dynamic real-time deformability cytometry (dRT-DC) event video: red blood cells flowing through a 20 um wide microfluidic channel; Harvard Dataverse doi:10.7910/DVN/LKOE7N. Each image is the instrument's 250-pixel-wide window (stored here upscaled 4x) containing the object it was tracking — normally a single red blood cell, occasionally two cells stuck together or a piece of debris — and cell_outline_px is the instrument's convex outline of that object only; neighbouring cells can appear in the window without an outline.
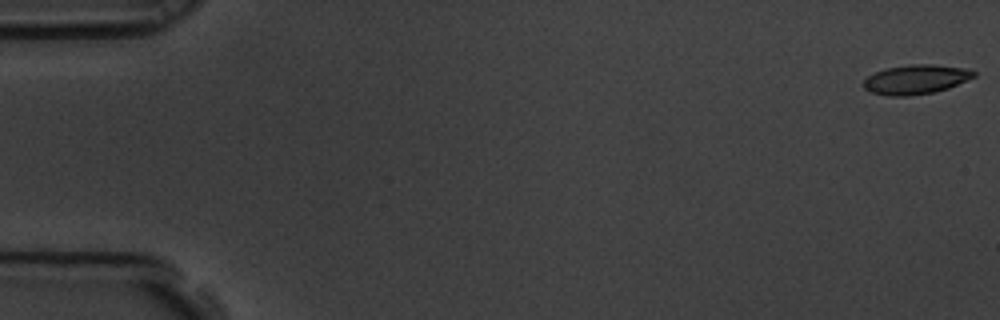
{"species": "common noctule bat (a hibernating species)", "species_latin": "Nyctalus noctula", "temperature_condition": "room temperature", "stored_images_in_passage": 59, "camera_frame_rate_fps": 3000, "um_per_image_px": 0.085, "animal": {"sex": "male", "body_mass_g": 19.5, "forearm_length_mm": 54.6}, "frame": {"image": 1, "passage_image": 1, "time_ms": 0.0, "image_size_px": [1000, 320], "cell_outline_px": [[976, 76], [948, 88], [932, 92], [908, 96], [888, 96], [868, 92], [864, 88], [864, 80], [868, 76], [884, 68], [908, 64], [932, 64], [964, 68], [976, 72]], "centroid_in_image_um": [77.81, 6.75], "position_along_channel_um": 7.2, "area_um2": 18.9}}
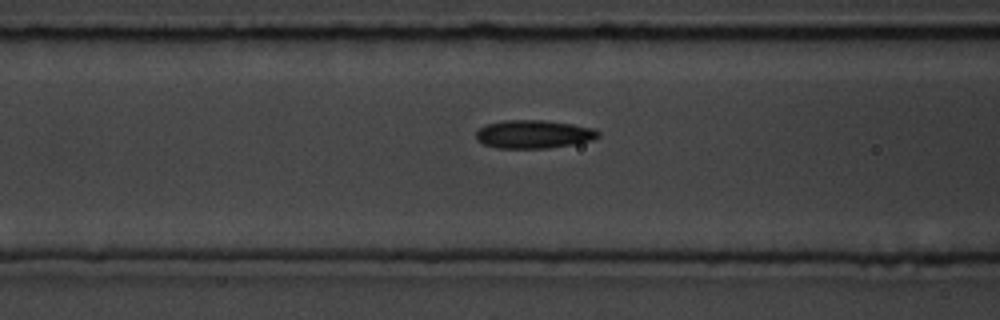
{"frame": {"image": 2, "passage_image": 24, "time_ms": 7.667, "image_size_px": [1000, 320], "cell_outline_px": [[600, 136], [592, 140], [572, 144], [548, 148], [496, 148], [484, 144], [476, 140], [476, 132], [484, 124], [504, 120], [544, 120], [572, 124], [592, 128], [600, 132]], "centroid_in_image_um": [45.33, 11.4], "position_along_channel_um": 121.3, "area_um2": 20.17}}
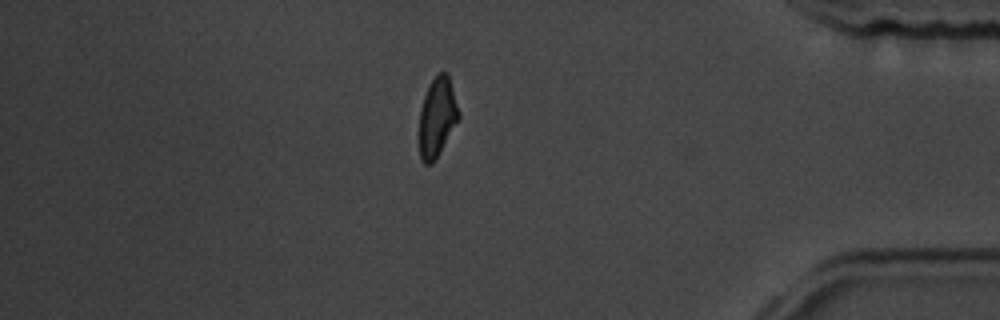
{"frame": {"image": 3, "passage_image": 51, "time_ms": 16.667, "image_size_px": [1000, 320], "cell_outline_px": [[460, 116], [432, 164], [424, 164], [420, 160], [420, 108], [424, 96], [432, 80], [440, 72], [448, 72], [460, 112]], "centroid_in_image_um": [37.16, 9.93], "position_along_channel_um": 398.0, "area_um2": 17.92}, "authors_computed_cell_mechanics": {"area_um2": 19.363, "velocity_mm_per_s": 3.4511, "shape_relaxation_time_tau1_ms": null, "shape_relaxation_time_tau2_ms": 1.8814, "deformation_change_tau1": null, "deformation_change_tau2": 0.0932}}